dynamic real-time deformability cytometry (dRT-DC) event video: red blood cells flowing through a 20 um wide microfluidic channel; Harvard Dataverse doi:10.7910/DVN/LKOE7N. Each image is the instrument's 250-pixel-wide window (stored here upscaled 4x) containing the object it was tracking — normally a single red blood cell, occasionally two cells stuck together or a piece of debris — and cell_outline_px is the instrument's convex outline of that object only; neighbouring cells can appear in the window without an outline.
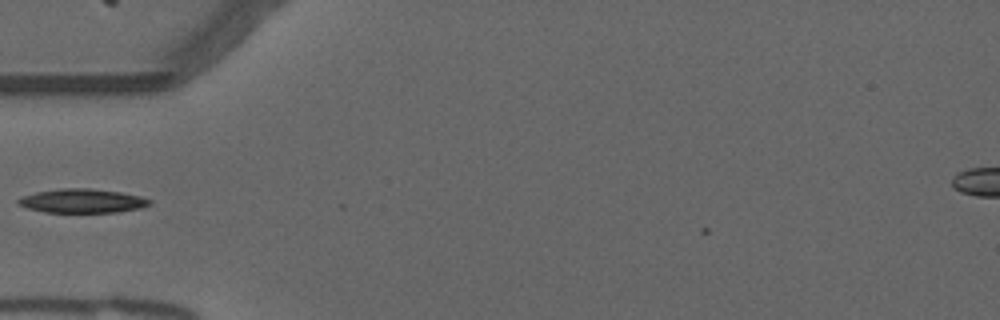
{"species": "common noctule bat (a hibernating species)", "species_latin": "Nyctalus noctula", "temperature_condition": "warm", "stored_images_in_passage": 33, "camera_frame_rate_fps": 3000, "um_per_image_px": 0.085, "animal": {"sex": "male", "forearm_length_mm": 52.5}, "frame": {"image": 1, "passage_image": 1, "time_ms": 0.0, "image_size_px": [1000, 320], "cell_outline_px": [[152, 204], [140, 208], [116, 212], [44, 212], [28, 208], [16, 204], [16, 200], [24, 196], [36, 192], [64, 188], [88, 188], [120, 192], [140, 196], [152, 200]], "centroid_in_image_um": [7.0, 17.08], "position_along_channel_um": 78.0, "area_um2": 18.26}}
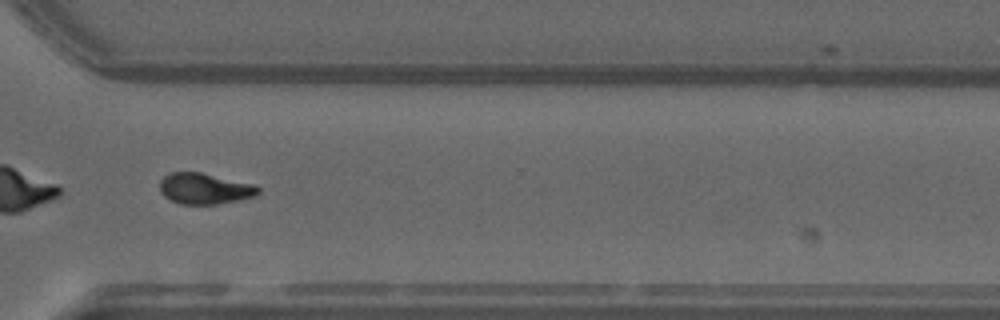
{"frame": {"image": 2, "passage_image": 23, "time_ms": 7.333, "image_size_px": [1000, 320], "cell_outline_px": [[260, 192], [256, 196], [216, 204], [180, 204], [164, 196], [160, 192], [160, 180], [164, 176], [172, 172], [200, 172], [256, 184], [260, 188]], "centroid_in_image_um": [17.41, 16.02], "position_along_channel_um": 353.2, "area_um2": 17.8}}